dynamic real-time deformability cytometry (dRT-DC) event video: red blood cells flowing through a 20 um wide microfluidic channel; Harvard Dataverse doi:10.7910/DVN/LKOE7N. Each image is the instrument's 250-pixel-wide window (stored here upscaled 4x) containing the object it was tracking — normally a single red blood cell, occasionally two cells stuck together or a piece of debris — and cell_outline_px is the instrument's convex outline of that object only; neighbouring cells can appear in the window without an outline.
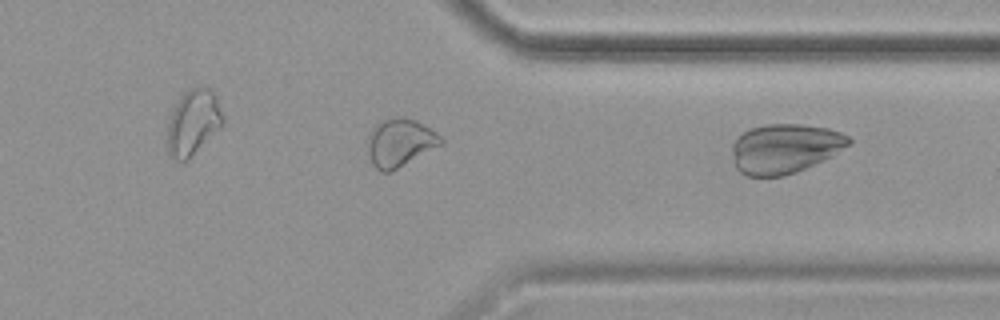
{"species": "common noctule bat (a hibernating species)", "species_latin": "Nyctalus noctula", "temperature_condition": "cold", "stored_images_in_passage": 25, "camera_frame_rate_fps": 3000, "um_per_image_px": 0.085, "animal": {"sex": "female", "body_mass_g": 19.9}, "frame": {"image": 1, "passage_image": 25, "time_ms": 8.0, "image_size_px": [1000, 320], "cell_outline_px": [[852, 144], [832, 156], [796, 172], [780, 176], [748, 176], [740, 172], [736, 168], [732, 152], [732, 144], [744, 132], [752, 128], [768, 124], [800, 124], [828, 128], [840, 132], [848, 136], [852, 140]], "centroid_in_image_um": [66.75, 12.62], "position_along_channel_um": 344.7, "area_um2": 33.52}}